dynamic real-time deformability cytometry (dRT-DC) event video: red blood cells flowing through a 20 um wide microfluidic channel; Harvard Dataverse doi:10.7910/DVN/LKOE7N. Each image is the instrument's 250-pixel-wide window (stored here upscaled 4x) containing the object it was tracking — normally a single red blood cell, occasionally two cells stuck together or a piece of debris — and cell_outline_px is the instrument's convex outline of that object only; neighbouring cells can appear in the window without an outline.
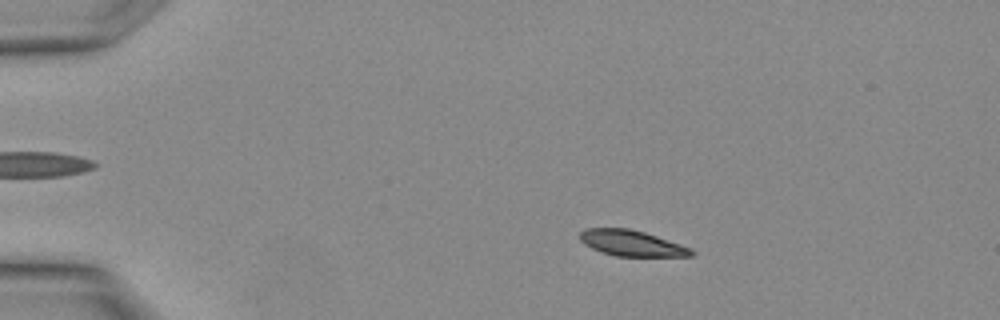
{"species": "Egyptian fruit bat (a non-hibernating species)", "species_latin": "Rousettus aegyptiacus", "temperature_condition": "warm", "stored_images_in_passage": 14, "camera_frame_rate_fps": 3000, "um_per_image_px": 0.085, "animal": {"sex": "female"}, "frame": {"image": 1, "passage_image": 6, "time_ms": 1.667, "image_size_px": [1000, 320], "cell_outline_px": [[696, 252], [692, 256], [616, 256], [600, 252], [584, 244], [580, 240], [580, 232], [584, 228], [628, 228], [644, 232], [692, 248]], "centroid_in_image_um": [53.68, 20.67], "position_along_channel_um": 31.3, "area_um2": 16.76}}
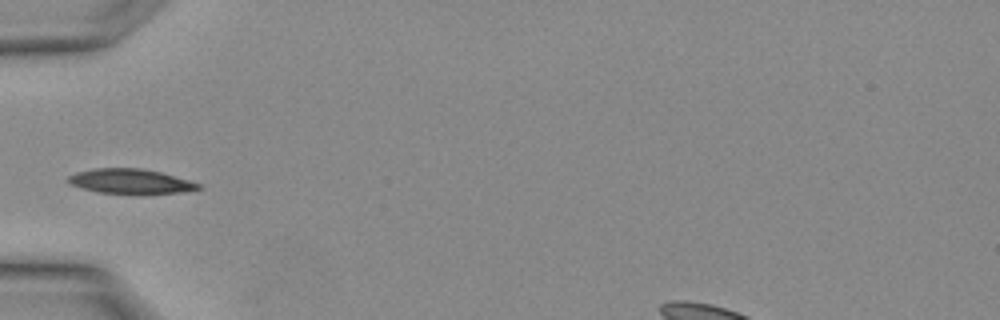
{"frame": {"image": 2, "passage_image": 11, "time_ms": 3.333, "image_size_px": [1000, 320], "cell_outline_px": [[204, 188], [180, 192], [140, 196], [96, 192], [80, 188], [68, 184], [64, 180], [68, 176], [76, 172], [92, 168], [140, 168], [160, 172], [188, 180], [200, 184]], "centroid_in_image_um": [11.03, 15.45], "position_along_channel_um": 74.0, "area_um2": 19.59}}
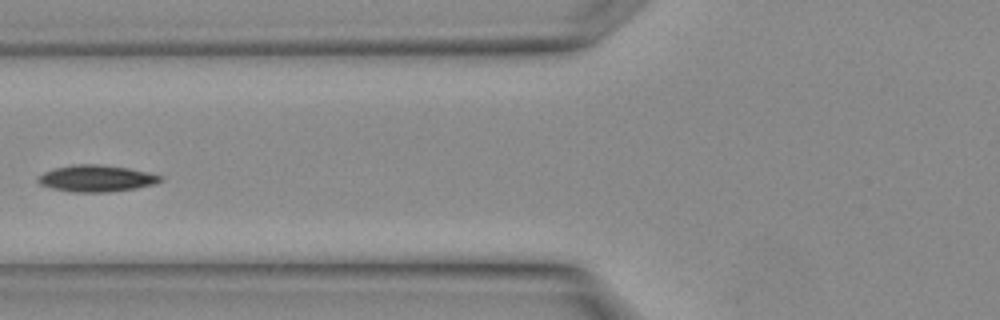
{"frame": {"image": 3, "passage_image": 13, "time_ms": 4.0, "image_size_px": [1000, 320], "cell_outline_px": [[164, 180], [156, 184], [136, 188], [108, 192], [76, 192], [52, 188], [40, 184], [36, 180], [44, 172], [56, 168], [76, 164], [100, 164], [128, 168], [148, 172], [164, 176]], "centroid_in_image_um": [8.26, 15.16], "position_along_channel_um": 117.5, "area_um2": 18.96}}